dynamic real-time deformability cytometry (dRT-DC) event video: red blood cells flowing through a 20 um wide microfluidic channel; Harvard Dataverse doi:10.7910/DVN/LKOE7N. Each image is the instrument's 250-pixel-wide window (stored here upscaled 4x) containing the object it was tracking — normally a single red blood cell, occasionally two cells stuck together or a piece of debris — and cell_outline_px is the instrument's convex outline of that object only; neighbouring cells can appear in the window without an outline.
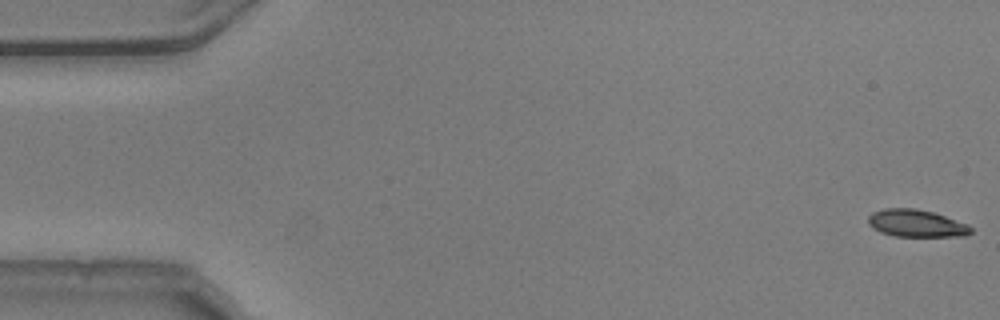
{"species": "common noctule bat (a hibernating species)", "species_latin": "Nyctalus noctula", "temperature_condition": "warm", "stored_images_in_passage": 54, "camera_frame_rate_fps": 3000, "um_per_image_px": 0.085, "animal": {"sex": "male", "body_mass_g": 20.5, "forearm_length_mm": 52.5}, "frame": {"image": 1, "passage_image": 1, "time_ms": 0.0, "image_size_px": [1000, 320], "cell_outline_px": [[972, 232], [964, 236], [896, 236], [880, 232], [872, 228], [868, 224], [868, 216], [872, 212], [884, 208], [916, 208], [932, 212], [968, 224], [972, 228]], "centroid_in_image_um": [77.85, 18.98], "position_along_channel_um": 7.1, "area_um2": 16.36}}
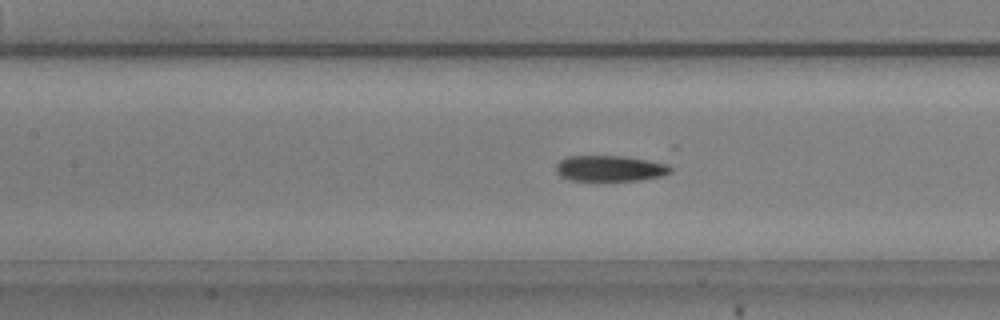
{"frame": {"image": 2, "passage_image": 24, "time_ms": 7.667, "image_size_px": [1000, 320], "cell_outline_px": [[672, 172], [660, 176], [640, 180], [568, 180], [560, 176], [556, 172], [556, 164], [560, 160], [568, 156], [624, 156], [668, 160], [672, 168]], "centroid_in_image_um": [51.97, 14.28], "position_along_channel_um": 155.4, "area_um2": 17.86}}
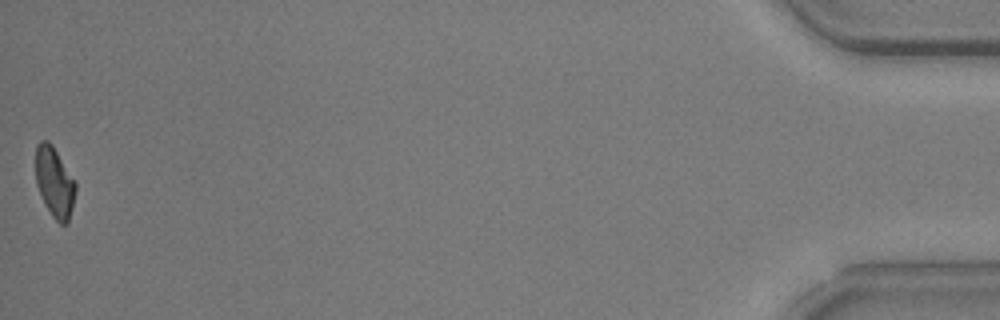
{"frame": {"image": 3, "passage_image": 54, "time_ms": 17.667, "image_size_px": [1000, 320], "cell_outline_px": [[76, 192], [68, 224], [60, 224], [52, 216], [36, 184], [36, 144], [40, 140], [48, 140], [52, 144], [76, 180]], "centroid_in_image_um": [4.66, 15.46], "position_along_channel_um": 430.5, "area_um2": 16.42}, "authors_computed_cell_mechanics": {"area_um2": 17.7157, "velocity_mm_per_s": 3.7645, "shape_relaxation_time_tau1_ms": 4.7487, "shape_relaxation_time_tau2_ms": 4.7713, "deformation_change_tau1": 0.1433, "deformation_change_tau2": 0.0994}}